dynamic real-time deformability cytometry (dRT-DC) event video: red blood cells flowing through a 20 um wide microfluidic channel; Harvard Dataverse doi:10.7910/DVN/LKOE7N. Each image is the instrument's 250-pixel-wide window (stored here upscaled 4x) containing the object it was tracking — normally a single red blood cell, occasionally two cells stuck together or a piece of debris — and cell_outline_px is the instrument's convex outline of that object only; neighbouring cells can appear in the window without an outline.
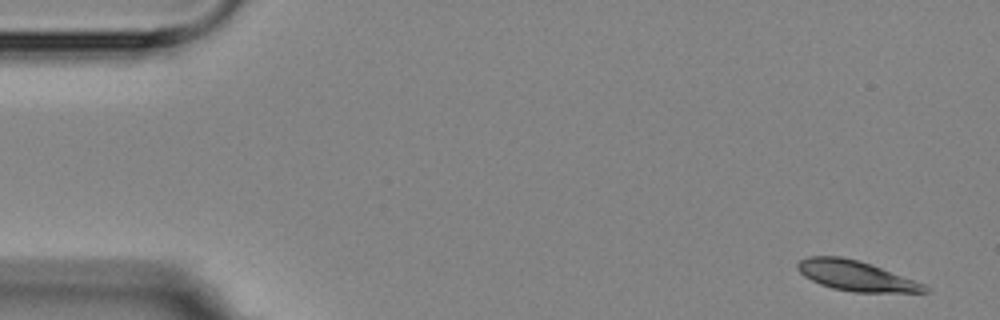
{"species": "Egyptian fruit bat (a non-hibernating species)", "species_latin": "Rousettus aegyptiacus", "temperature_condition": "room temperature", "stored_images_in_passage": 6, "camera_frame_rate_fps": 3000, "um_per_image_px": 0.085, "animal": {"sex": "female"}, "frame": {"image": 1, "passage_image": 1, "time_ms": 0.0, "image_size_px": [1000, 320], "cell_outline_px": [[932, 292], [852, 292], [832, 288], [820, 284], [804, 276], [796, 268], [796, 264], [800, 260], [808, 256], [840, 256], [860, 260], [924, 284]], "centroid_in_image_um": [72.72, 23.43], "position_along_channel_um": 12.3, "area_um2": 22.2}}
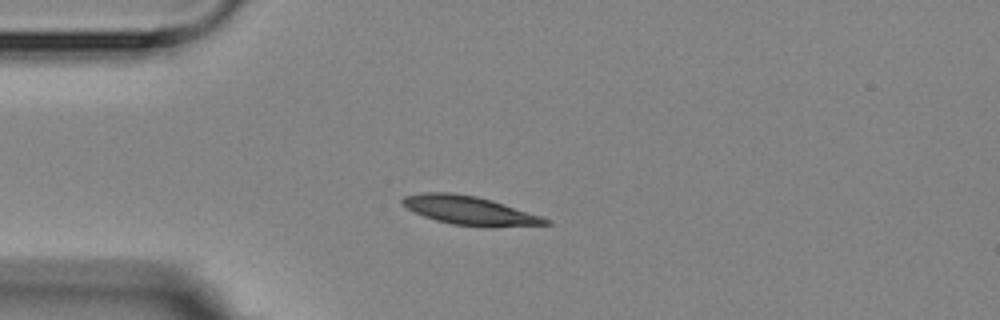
{"frame": {"image": 2, "passage_image": 4, "time_ms": 3.667, "image_size_px": [1000, 320], "cell_outline_px": [[552, 224], [492, 228], [484, 228], [452, 224], [436, 220], [424, 216], [408, 208], [400, 200], [404, 196], [424, 192], [448, 192], [476, 196], [492, 200], [552, 220]], "centroid_in_image_um": [39.97, 17.91], "position_along_channel_um": 45.0, "area_um2": 24.04}}
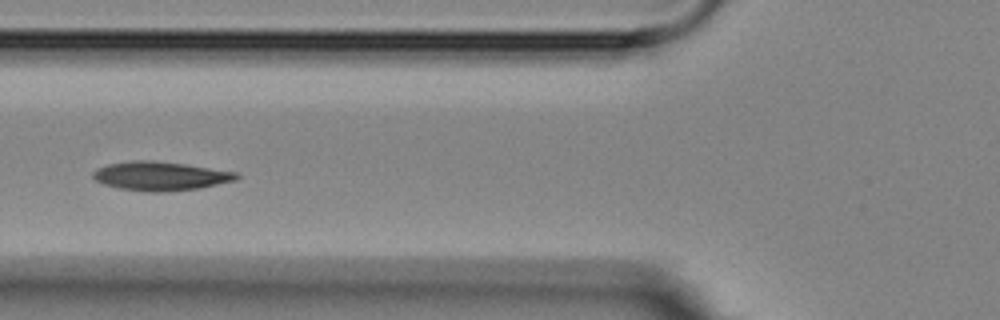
{"frame": {"image": 3, "passage_image": 6, "time_ms": 6.0, "image_size_px": [1000, 320], "cell_outline_px": [[240, 176], [236, 180], [200, 188], [164, 192], [148, 192], [120, 188], [104, 184], [96, 180], [92, 176], [92, 172], [96, 168], [108, 164], [132, 160], [152, 160], [184, 164], [236, 172]], "centroid_in_image_um": [13.61, 14.96], "position_along_channel_um": 112.2, "area_um2": 24.1}}